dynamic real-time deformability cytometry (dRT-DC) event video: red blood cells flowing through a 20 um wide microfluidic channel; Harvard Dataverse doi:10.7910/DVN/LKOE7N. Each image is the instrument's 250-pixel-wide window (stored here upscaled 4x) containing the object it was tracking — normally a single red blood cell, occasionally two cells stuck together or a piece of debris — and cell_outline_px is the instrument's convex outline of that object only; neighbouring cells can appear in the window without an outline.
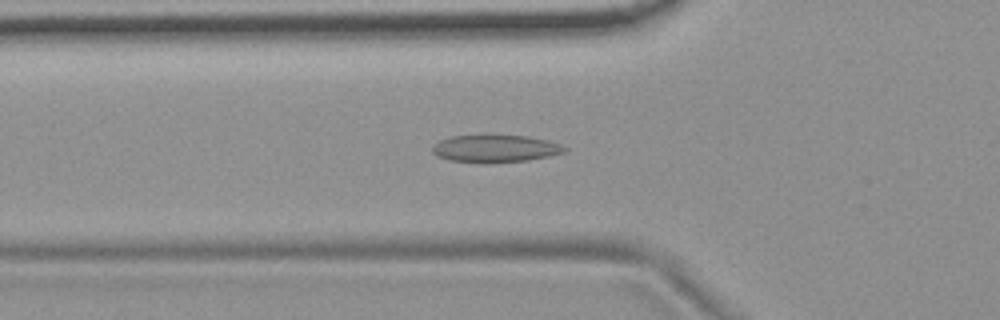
{"species": "common noctule bat (a hibernating species)", "species_latin": "Nyctalus noctula", "temperature_condition": "room temperature", "stored_images_in_passage": 54, "camera_frame_rate_fps": 3000, "um_per_image_px": 0.085, "animal": {"sex": "female", "body_mass_g": 19.9}, "frame": {"image": 1, "passage_image": 19, "time_ms": 6.0, "image_size_px": [1000, 320], "cell_outline_px": [[568, 148], [564, 152], [548, 156], [528, 160], [492, 164], [484, 164], [452, 160], [436, 156], [432, 152], [432, 144], [440, 140], [452, 136], [484, 132], [528, 136], [548, 140], [560, 144]], "centroid_in_image_um": [42.05, 12.59], "position_along_channel_um": 83.7, "area_um2": 22.31}}
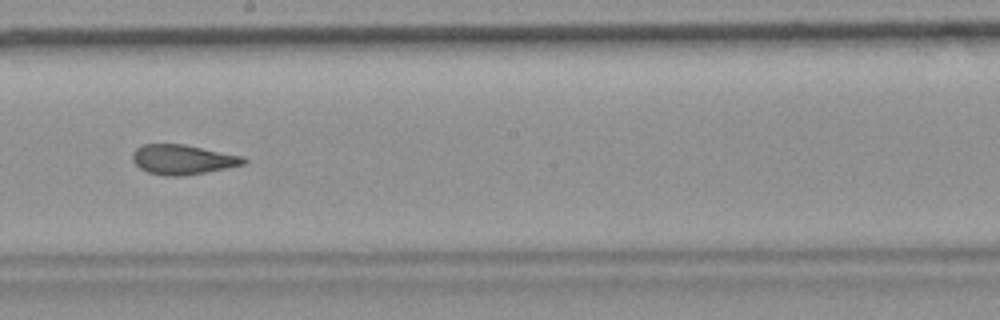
{"frame": {"image": 2, "passage_image": 31, "time_ms": 10.0, "image_size_px": [1000, 320], "cell_outline_px": [[248, 160], [244, 164], [184, 176], [164, 176], [148, 172], [140, 168], [132, 160], [132, 152], [136, 148], [144, 144], [184, 144], [244, 156]], "centroid_in_image_um": [15.51, 13.55], "position_along_channel_um": 232.7, "area_um2": 19.25}}
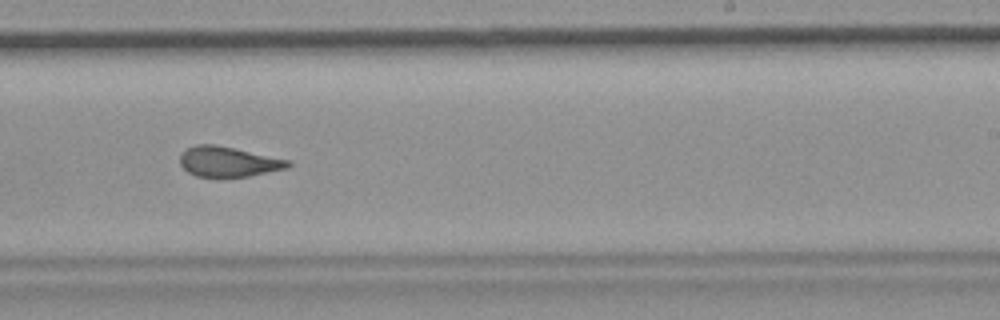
{"frame": {"image": 3, "passage_image": 34, "time_ms": 11.0, "image_size_px": [1000, 320], "cell_outline_px": [[292, 164], [288, 168], [248, 176], [220, 180], [196, 176], [188, 172], [180, 164], [180, 152], [196, 144], [216, 144], [288, 160]], "centroid_in_image_um": [19.35, 13.78], "position_along_channel_um": 269.7, "area_um2": 19.48}, "authors_computed_cell_mechanics": {"area_um2": 20.23, "velocity_mm_per_s": 3.7214, "shape_relaxation_time_tau1_ms": null, "shape_relaxation_time_tau2_ms": 1.8591, "deformation_change_tau1": null, "deformation_change_tau2": 0.0981}}